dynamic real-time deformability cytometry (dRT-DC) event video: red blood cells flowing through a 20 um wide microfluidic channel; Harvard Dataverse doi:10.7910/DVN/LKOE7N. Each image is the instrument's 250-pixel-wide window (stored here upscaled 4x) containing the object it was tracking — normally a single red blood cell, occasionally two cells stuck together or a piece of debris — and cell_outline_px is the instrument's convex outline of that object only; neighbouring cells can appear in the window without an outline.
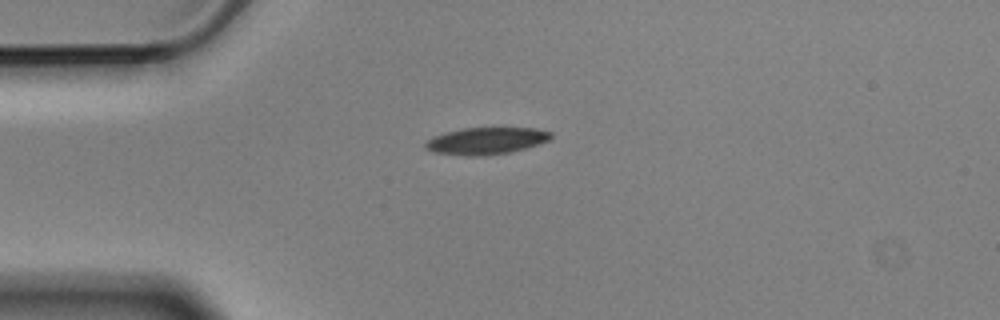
{"species": "Egyptian fruit bat (a non-hibernating species)", "species_latin": "Rousettus aegyptiacus", "temperature_condition": "cold", "stored_images_in_passage": 4, "camera_frame_rate_fps": 3000, "um_per_image_px": 0.085, "animal": {"sex": "male"}, "frame": {"image": 1, "passage_image": 1, "time_ms": 0.0, "image_size_px": [1000, 320], "cell_outline_px": [[552, 140], [540, 144], [512, 152], [480, 156], [464, 156], [432, 152], [424, 148], [424, 144], [428, 140], [436, 136], [448, 132], [464, 128], [536, 128], [552, 132]], "centroid_in_image_um": [41.38, 11.98], "position_along_channel_um": 43.6, "area_um2": 19.83}}
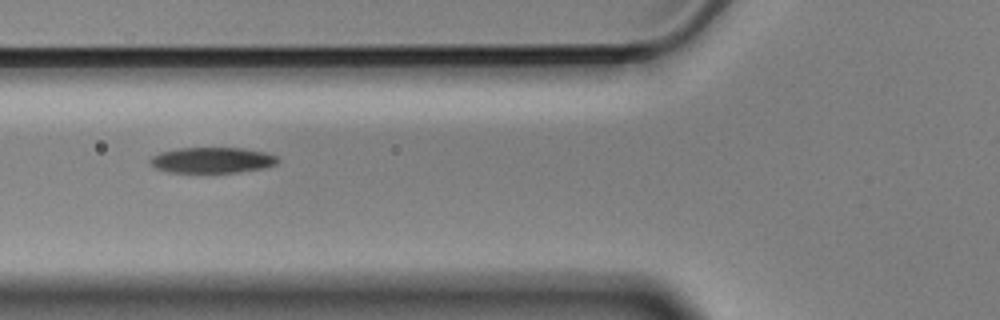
{"frame": {"image": 2, "passage_image": 3, "time_ms": 0.667, "image_size_px": [1000, 320], "cell_outline_px": [[280, 160], [276, 164], [264, 168], [236, 172], [168, 172], [156, 168], [148, 164], [148, 160], [152, 156], [160, 152], [180, 148], [244, 148], [264, 152], [276, 156]], "centroid_in_image_um": [18.01, 13.61], "position_along_channel_um": 107.8, "area_um2": 19.13}}
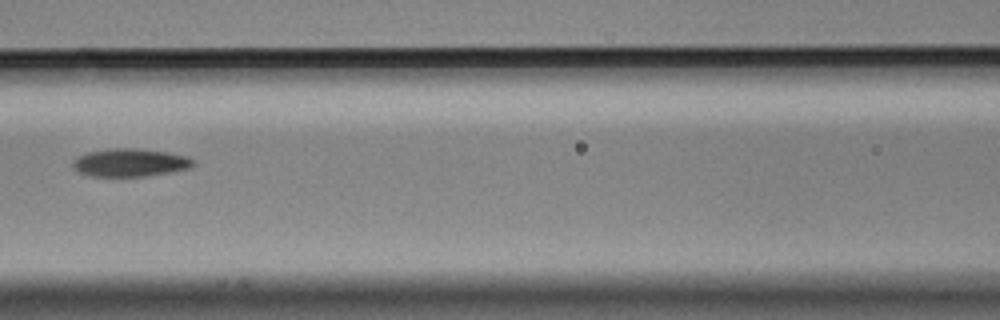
{"frame": {"image": 3, "passage_image": 4, "time_ms": 1.0, "image_size_px": [1000, 320], "cell_outline_px": [[196, 164], [192, 168], [172, 172], [148, 176], [88, 176], [72, 168], [72, 160], [76, 156], [88, 152], [116, 148], [132, 148], [168, 152], [188, 156], [196, 160]], "centroid_in_image_um": [11.1, 13.83], "position_along_channel_um": 155.5, "area_um2": 19.94}}